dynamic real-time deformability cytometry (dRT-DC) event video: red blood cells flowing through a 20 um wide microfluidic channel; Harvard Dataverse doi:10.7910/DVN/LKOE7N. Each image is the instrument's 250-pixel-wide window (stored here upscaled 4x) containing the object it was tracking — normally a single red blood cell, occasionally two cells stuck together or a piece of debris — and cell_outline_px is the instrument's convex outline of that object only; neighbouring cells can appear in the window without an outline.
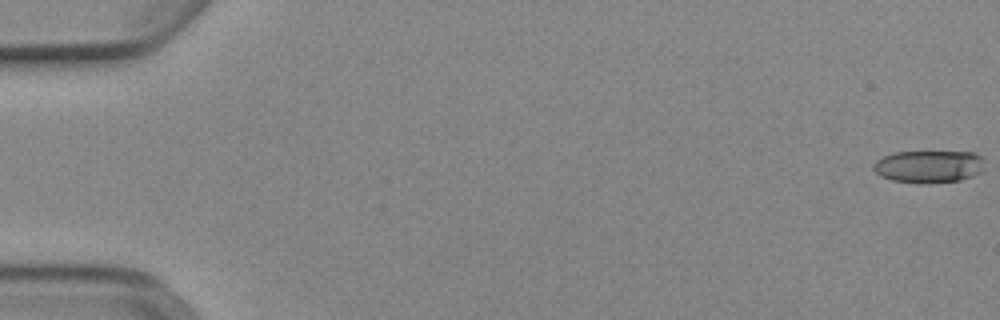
{"species": "Egyptian fruit bat (a non-hibernating species)", "species_latin": "Rousettus aegyptiacus", "temperature_condition": "cold", "stored_images_in_passage": 11, "camera_frame_rate_fps": 3000, "um_per_image_px": 0.085, "animal": {"sex": "female"}, "frame": {"image": 1, "passage_image": 1, "time_ms": 0.0, "image_size_px": [1000, 320], "cell_outline_px": [[980, 172], [972, 176], [960, 180], [928, 184], [892, 180], [880, 176], [872, 168], [872, 164], [876, 160], [892, 152], [976, 152], [980, 156]], "centroid_in_image_um": [78.87, 14.15], "position_along_channel_um": 6.1, "area_um2": 20.87}}